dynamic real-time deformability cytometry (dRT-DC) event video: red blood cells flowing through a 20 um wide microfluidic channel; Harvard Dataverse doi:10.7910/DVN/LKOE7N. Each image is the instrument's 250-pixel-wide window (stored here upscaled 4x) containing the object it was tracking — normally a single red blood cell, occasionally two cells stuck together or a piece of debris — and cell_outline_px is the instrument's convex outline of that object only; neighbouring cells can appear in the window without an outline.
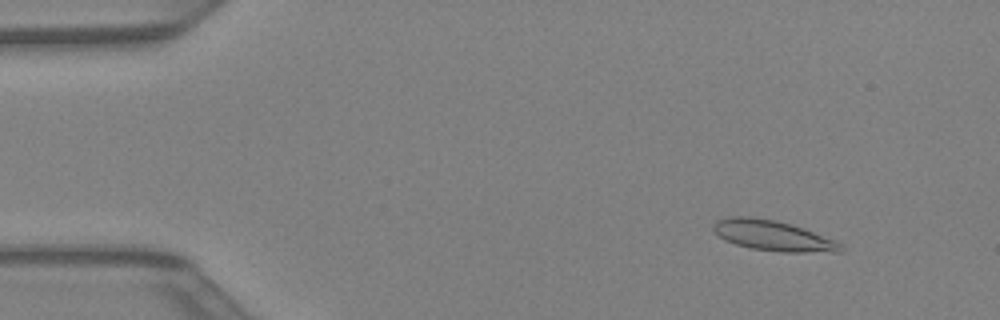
{"species": "Egyptian fruit bat (a non-hibernating species)", "species_latin": "Rousettus aegyptiacus", "temperature_condition": "warm", "stored_images_in_passage": 42, "camera_frame_rate_fps": 3000, "um_per_image_px": 0.085, "animal": {"sex": "female"}, "frame": {"image": 1, "passage_image": 5, "time_ms": 1.333, "image_size_px": [1000, 320], "cell_outline_px": [[844, 252], [780, 252], [748, 248], [724, 240], [712, 228], [712, 224], [716, 220], [728, 216], [752, 216], [776, 220], [792, 224], [844, 244]], "centroid_in_image_um": [65.69, 20.02], "position_along_channel_um": 19.3, "area_um2": 22.77}}
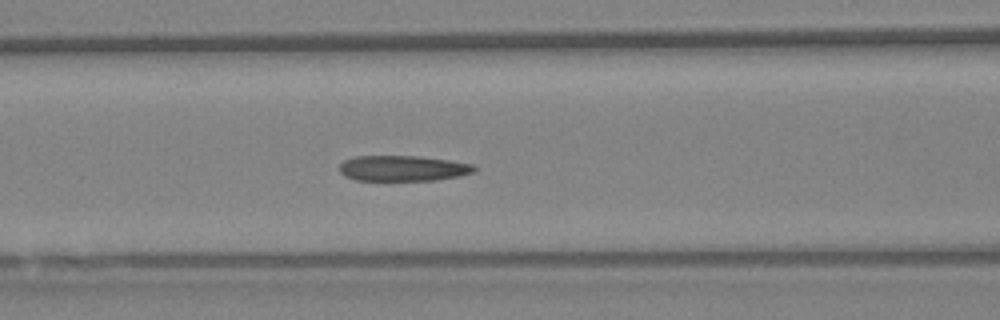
{"frame": {"image": 2, "passage_image": 18, "time_ms": 5.667, "image_size_px": [1000, 320], "cell_outline_px": [[476, 168], [472, 172], [456, 176], [436, 180], [356, 180], [344, 176], [340, 172], [340, 164], [344, 160], [356, 156], [420, 156], [448, 160], [472, 164]], "centroid_in_image_um": [34.19, 14.3], "position_along_channel_um": 132.4, "area_um2": 19.88}}
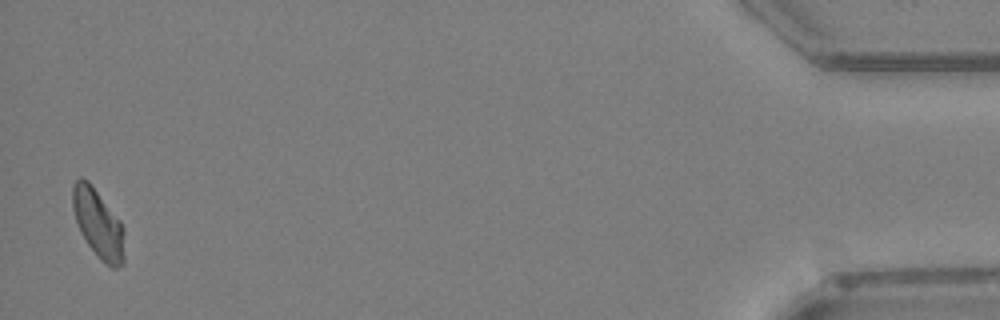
{"frame": {"image": 3, "passage_image": 42, "time_ms": 13.667, "image_size_px": [1000, 320], "cell_outline_px": [[124, 264], [116, 268], [112, 268], [100, 260], [88, 244], [80, 232], [72, 208], [72, 184], [80, 176], [88, 180], [120, 220], [124, 228]], "centroid_in_image_um": [8.35, 19.01], "position_along_channel_um": 426.9, "area_um2": 20.92}}